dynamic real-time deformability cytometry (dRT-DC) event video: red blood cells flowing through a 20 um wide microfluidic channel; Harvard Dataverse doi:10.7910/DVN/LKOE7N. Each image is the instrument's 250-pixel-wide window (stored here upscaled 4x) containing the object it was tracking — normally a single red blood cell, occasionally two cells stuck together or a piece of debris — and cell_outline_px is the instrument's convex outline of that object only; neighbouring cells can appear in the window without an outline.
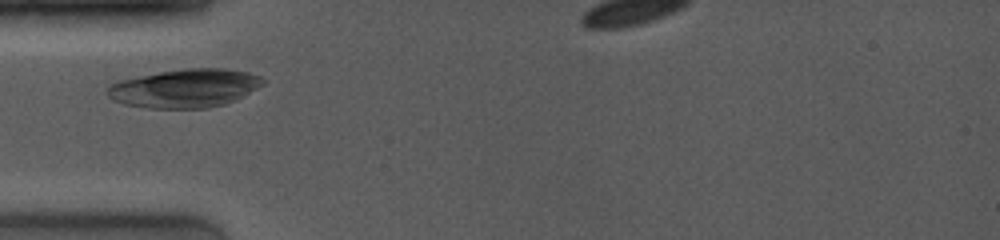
{"species": "common noctule bat (a hibernating species)", "species_latin": "Nyctalus noctula", "temperature_condition": "room temperature", "stored_images_in_passage": 4, "camera_frame_rate_fps": 4000, "um_per_image_px": 0.085, "animal": {"sex": "female", "body_mass_g": 19.0, "forearm_length_mm": 53.3}, "frame": {"image": 1, "passage_image": 3, "time_ms": 1.5, "image_size_px": [1000, 240], "cell_outline_px": [[268, 80], [264, 84], [236, 100], [224, 104], [208, 108], [148, 108], [124, 104], [108, 96], [108, 88], [112, 84], [120, 80], [160, 72], [184, 68], [224, 68], [248, 72], [260, 76]], "centroid_in_image_um": [15.78, 7.5], "position_along_channel_um": 69.2, "area_um2": 34.8}}